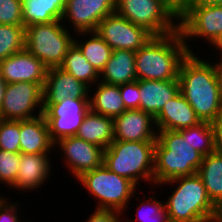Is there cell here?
Masks as SVG:
<instances>
[{
	"label": "cell",
	"mask_w": 222,
	"mask_h": 222,
	"mask_svg": "<svg viewBox=\"0 0 222 222\" xmlns=\"http://www.w3.org/2000/svg\"><path fill=\"white\" fill-rule=\"evenodd\" d=\"M114 140L156 142L158 130L155 118L140 110H125L113 118Z\"/></svg>",
	"instance_id": "obj_16"
},
{
	"label": "cell",
	"mask_w": 222,
	"mask_h": 222,
	"mask_svg": "<svg viewBox=\"0 0 222 222\" xmlns=\"http://www.w3.org/2000/svg\"><path fill=\"white\" fill-rule=\"evenodd\" d=\"M195 111L181 92L169 100L155 117L158 131L189 128L200 123Z\"/></svg>",
	"instance_id": "obj_19"
},
{
	"label": "cell",
	"mask_w": 222,
	"mask_h": 222,
	"mask_svg": "<svg viewBox=\"0 0 222 222\" xmlns=\"http://www.w3.org/2000/svg\"><path fill=\"white\" fill-rule=\"evenodd\" d=\"M135 51L112 50V54L100 73V81L121 85L136 81Z\"/></svg>",
	"instance_id": "obj_22"
},
{
	"label": "cell",
	"mask_w": 222,
	"mask_h": 222,
	"mask_svg": "<svg viewBox=\"0 0 222 222\" xmlns=\"http://www.w3.org/2000/svg\"><path fill=\"white\" fill-rule=\"evenodd\" d=\"M0 24L23 25L22 0H0Z\"/></svg>",
	"instance_id": "obj_34"
},
{
	"label": "cell",
	"mask_w": 222,
	"mask_h": 222,
	"mask_svg": "<svg viewBox=\"0 0 222 222\" xmlns=\"http://www.w3.org/2000/svg\"><path fill=\"white\" fill-rule=\"evenodd\" d=\"M53 148L54 143L50 139L43 114L32 119L20 120V153L50 154L55 152Z\"/></svg>",
	"instance_id": "obj_21"
},
{
	"label": "cell",
	"mask_w": 222,
	"mask_h": 222,
	"mask_svg": "<svg viewBox=\"0 0 222 222\" xmlns=\"http://www.w3.org/2000/svg\"><path fill=\"white\" fill-rule=\"evenodd\" d=\"M8 200V201H7ZM21 202H10L9 198L0 196V222H22L20 218V209ZM18 213V214H17Z\"/></svg>",
	"instance_id": "obj_36"
},
{
	"label": "cell",
	"mask_w": 222,
	"mask_h": 222,
	"mask_svg": "<svg viewBox=\"0 0 222 222\" xmlns=\"http://www.w3.org/2000/svg\"><path fill=\"white\" fill-rule=\"evenodd\" d=\"M52 154H25L20 153L18 175L15 182L9 187L16 191H37L51 178L53 164L50 161ZM37 189V190H36Z\"/></svg>",
	"instance_id": "obj_18"
},
{
	"label": "cell",
	"mask_w": 222,
	"mask_h": 222,
	"mask_svg": "<svg viewBox=\"0 0 222 222\" xmlns=\"http://www.w3.org/2000/svg\"><path fill=\"white\" fill-rule=\"evenodd\" d=\"M115 11L116 0H66L61 21L73 33L95 32L101 20Z\"/></svg>",
	"instance_id": "obj_13"
},
{
	"label": "cell",
	"mask_w": 222,
	"mask_h": 222,
	"mask_svg": "<svg viewBox=\"0 0 222 222\" xmlns=\"http://www.w3.org/2000/svg\"><path fill=\"white\" fill-rule=\"evenodd\" d=\"M165 184L175 189L165 200L170 222H217L222 219V212L209 199L197 173L177 177L159 185L161 187L166 186Z\"/></svg>",
	"instance_id": "obj_4"
},
{
	"label": "cell",
	"mask_w": 222,
	"mask_h": 222,
	"mask_svg": "<svg viewBox=\"0 0 222 222\" xmlns=\"http://www.w3.org/2000/svg\"><path fill=\"white\" fill-rule=\"evenodd\" d=\"M126 110L140 109L139 80L119 85Z\"/></svg>",
	"instance_id": "obj_35"
},
{
	"label": "cell",
	"mask_w": 222,
	"mask_h": 222,
	"mask_svg": "<svg viewBox=\"0 0 222 222\" xmlns=\"http://www.w3.org/2000/svg\"><path fill=\"white\" fill-rule=\"evenodd\" d=\"M115 12L133 24L144 27L153 36L179 30V20L162 0H116Z\"/></svg>",
	"instance_id": "obj_8"
},
{
	"label": "cell",
	"mask_w": 222,
	"mask_h": 222,
	"mask_svg": "<svg viewBox=\"0 0 222 222\" xmlns=\"http://www.w3.org/2000/svg\"><path fill=\"white\" fill-rule=\"evenodd\" d=\"M210 45V48L213 47L216 51H219L216 55L220 57L219 60H222V35L213 40Z\"/></svg>",
	"instance_id": "obj_42"
},
{
	"label": "cell",
	"mask_w": 222,
	"mask_h": 222,
	"mask_svg": "<svg viewBox=\"0 0 222 222\" xmlns=\"http://www.w3.org/2000/svg\"><path fill=\"white\" fill-rule=\"evenodd\" d=\"M155 143L114 140L104 150L103 163L110 171L129 179L137 187L143 181L154 187Z\"/></svg>",
	"instance_id": "obj_5"
},
{
	"label": "cell",
	"mask_w": 222,
	"mask_h": 222,
	"mask_svg": "<svg viewBox=\"0 0 222 222\" xmlns=\"http://www.w3.org/2000/svg\"><path fill=\"white\" fill-rule=\"evenodd\" d=\"M75 34L77 38L75 35L74 43L100 74L112 54L111 47L96 32H79ZM78 38H83V40Z\"/></svg>",
	"instance_id": "obj_27"
},
{
	"label": "cell",
	"mask_w": 222,
	"mask_h": 222,
	"mask_svg": "<svg viewBox=\"0 0 222 222\" xmlns=\"http://www.w3.org/2000/svg\"><path fill=\"white\" fill-rule=\"evenodd\" d=\"M76 136L105 150L114 141L113 118L89 110Z\"/></svg>",
	"instance_id": "obj_23"
},
{
	"label": "cell",
	"mask_w": 222,
	"mask_h": 222,
	"mask_svg": "<svg viewBox=\"0 0 222 222\" xmlns=\"http://www.w3.org/2000/svg\"><path fill=\"white\" fill-rule=\"evenodd\" d=\"M48 68L26 48L0 61V75L6 84L30 82L42 89Z\"/></svg>",
	"instance_id": "obj_15"
},
{
	"label": "cell",
	"mask_w": 222,
	"mask_h": 222,
	"mask_svg": "<svg viewBox=\"0 0 222 222\" xmlns=\"http://www.w3.org/2000/svg\"><path fill=\"white\" fill-rule=\"evenodd\" d=\"M197 174L209 199L222 212V153L214 151L204 156Z\"/></svg>",
	"instance_id": "obj_26"
},
{
	"label": "cell",
	"mask_w": 222,
	"mask_h": 222,
	"mask_svg": "<svg viewBox=\"0 0 222 222\" xmlns=\"http://www.w3.org/2000/svg\"><path fill=\"white\" fill-rule=\"evenodd\" d=\"M93 87L95 88H90L89 94L90 110L112 118L126 110L119 85L98 81Z\"/></svg>",
	"instance_id": "obj_24"
},
{
	"label": "cell",
	"mask_w": 222,
	"mask_h": 222,
	"mask_svg": "<svg viewBox=\"0 0 222 222\" xmlns=\"http://www.w3.org/2000/svg\"><path fill=\"white\" fill-rule=\"evenodd\" d=\"M55 148H59L64 154L61 156L64 165L68 167L74 179L103 164L104 149L77 136L61 138L54 143V150Z\"/></svg>",
	"instance_id": "obj_14"
},
{
	"label": "cell",
	"mask_w": 222,
	"mask_h": 222,
	"mask_svg": "<svg viewBox=\"0 0 222 222\" xmlns=\"http://www.w3.org/2000/svg\"><path fill=\"white\" fill-rule=\"evenodd\" d=\"M179 30L189 53H196L188 43L192 39H205L210 46L213 40L222 35V6H191L179 19Z\"/></svg>",
	"instance_id": "obj_11"
},
{
	"label": "cell",
	"mask_w": 222,
	"mask_h": 222,
	"mask_svg": "<svg viewBox=\"0 0 222 222\" xmlns=\"http://www.w3.org/2000/svg\"><path fill=\"white\" fill-rule=\"evenodd\" d=\"M90 87L60 67L47 71L43 86V104L58 103L68 97L89 99Z\"/></svg>",
	"instance_id": "obj_17"
},
{
	"label": "cell",
	"mask_w": 222,
	"mask_h": 222,
	"mask_svg": "<svg viewBox=\"0 0 222 222\" xmlns=\"http://www.w3.org/2000/svg\"><path fill=\"white\" fill-rule=\"evenodd\" d=\"M74 34L61 20L25 28V48L48 69L60 67L74 43Z\"/></svg>",
	"instance_id": "obj_7"
},
{
	"label": "cell",
	"mask_w": 222,
	"mask_h": 222,
	"mask_svg": "<svg viewBox=\"0 0 222 222\" xmlns=\"http://www.w3.org/2000/svg\"><path fill=\"white\" fill-rule=\"evenodd\" d=\"M95 32L112 50L137 51L153 36L144 27L138 26L116 12L104 17Z\"/></svg>",
	"instance_id": "obj_12"
},
{
	"label": "cell",
	"mask_w": 222,
	"mask_h": 222,
	"mask_svg": "<svg viewBox=\"0 0 222 222\" xmlns=\"http://www.w3.org/2000/svg\"><path fill=\"white\" fill-rule=\"evenodd\" d=\"M123 213L114 210L94 209L86 222H124ZM121 216V217H120Z\"/></svg>",
	"instance_id": "obj_37"
},
{
	"label": "cell",
	"mask_w": 222,
	"mask_h": 222,
	"mask_svg": "<svg viewBox=\"0 0 222 222\" xmlns=\"http://www.w3.org/2000/svg\"><path fill=\"white\" fill-rule=\"evenodd\" d=\"M89 110V99L68 97L58 103L43 104L51 141L56 143L61 138L76 136Z\"/></svg>",
	"instance_id": "obj_10"
},
{
	"label": "cell",
	"mask_w": 222,
	"mask_h": 222,
	"mask_svg": "<svg viewBox=\"0 0 222 222\" xmlns=\"http://www.w3.org/2000/svg\"><path fill=\"white\" fill-rule=\"evenodd\" d=\"M0 149L20 153V121L0 119Z\"/></svg>",
	"instance_id": "obj_32"
},
{
	"label": "cell",
	"mask_w": 222,
	"mask_h": 222,
	"mask_svg": "<svg viewBox=\"0 0 222 222\" xmlns=\"http://www.w3.org/2000/svg\"><path fill=\"white\" fill-rule=\"evenodd\" d=\"M214 130L215 151L222 153V112L212 122Z\"/></svg>",
	"instance_id": "obj_39"
},
{
	"label": "cell",
	"mask_w": 222,
	"mask_h": 222,
	"mask_svg": "<svg viewBox=\"0 0 222 222\" xmlns=\"http://www.w3.org/2000/svg\"><path fill=\"white\" fill-rule=\"evenodd\" d=\"M25 48L23 25L0 24V61Z\"/></svg>",
	"instance_id": "obj_29"
},
{
	"label": "cell",
	"mask_w": 222,
	"mask_h": 222,
	"mask_svg": "<svg viewBox=\"0 0 222 222\" xmlns=\"http://www.w3.org/2000/svg\"><path fill=\"white\" fill-rule=\"evenodd\" d=\"M142 194V197L145 199L147 197V199H142L144 201L141 200L140 205H137L135 222H170L165 201L162 202L158 198L155 199L154 196L149 197L145 193ZM124 220L125 222H134L133 219Z\"/></svg>",
	"instance_id": "obj_30"
},
{
	"label": "cell",
	"mask_w": 222,
	"mask_h": 222,
	"mask_svg": "<svg viewBox=\"0 0 222 222\" xmlns=\"http://www.w3.org/2000/svg\"><path fill=\"white\" fill-rule=\"evenodd\" d=\"M189 53L179 68L180 92L200 121L212 123L222 112L215 61Z\"/></svg>",
	"instance_id": "obj_1"
},
{
	"label": "cell",
	"mask_w": 222,
	"mask_h": 222,
	"mask_svg": "<svg viewBox=\"0 0 222 222\" xmlns=\"http://www.w3.org/2000/svg\"><path fill=\"white\" fill-rule=\"evenodd\" d=\"M222 6V0H193L191 6Z\"/></svg>",
	"instance_id": "obj_41"
},
{
	"label": "cell",
	"mask_w": 222,
	"mask_h": 222,
	"mask_svg": "<svg viewBox=\"0 0 222 222\" xmlns=\"http://www.w3.org/2000/svg\"><path fill=\"white\" fill-rule=\"evenodd\" d=\"M42 114L43 89L38 84L14 82L5 85L4 98L0 106V119L20 121Z\"/></svg>",
	"instance_id": "obj_9"
},
{
	"label": "cell",
	"mask_w": 222,
	"mask_h": 222,
	"mask_svg": "<svg viewBox=\"0 0 222 222\" xmlns=\"http://www.w3.org/2000/svg\"><path fill=\"white\" fill-rule=\"evenodd\" d=\"M162 2L179 20L191 8L193 0H162Z\"/></svg>",
	"instance_id": "obj_38"
},
{
	"label": "cell",
	"mask_w": 222,
	"mask_h": 222,
	"mask_svg": "<svg viewBox=\"0 0 222 222\" xmlns=\"http://www.w3.org/2000/svg\"><path fill=\"white\" fill-rule=\"evenodd\" d=\"M76 180L88 190L90 196L96 198V209L114 210L124 215L130 199L139 190L132 181L110 171L104 163Z\"/></svg>",
	"instance_id": "obj_6"
},
{
	"label": "cell",
	"mask_w": 222,
	"mask_h": 222,
	"mask_svg": "<svg viewBox=\"0 0 222 222\" xmlns=\"http://www.w3.org/2000/svg\"><path fill=\"white\" fill-rule=\"evenodd\" d=\"M189 54L180 30L152 36L135 52L137 80H179V68Z\"/></svg>",
	"instance_id": "obj_2"
},
{
	"label": "cell",
	"mask_w": 222,
	"mask_h": 222,
	"mask_svg": "<svg viewBox=\"0 0 222 222\" xmlns=\"http://www.w3.org/2000/svg\"><path fill=\"white\" fill-rule=\"evenodd\" d=\"M140 110L154 118L180 92L179 80H139Z\"/></svg>",
	"instance_id": "obj_20"
},
{
	"label": "cell",
	"mask_w": 222,
	"mask_h": 222,
	"mask_svg": "<svg viewBox=\"0 0 222 222\" xmlns=\"http://www.w3.org/2000/svg\"><path fill=\"white\" fill-rule=\"evenodd\" d=\"M20 163V153L0 149V184L9 188L16 180Z\"/></svg>",
	"instance_id": "obj_33"
},
{
	"label": "cell",
	"mask_w": 222,
	"mask_h": 222,
	"mask_svg": "<svg viewBox=\"0 0 222 222\" xmlns=\"http://www.w3.org/2000/svg\"><path fill=\"white\" fill-rule=\"evenodd\" d=\"M66 0H22L23 26L62 20Z\"/></svg>",
	"instance_id": "obj_25"
},
{
	"label": "cell",
	"mask_w": 222,
	"mask_h": 222,
	"mask_svg": "<svg viewBox=\"0 0 222 222\" xmlns=\"http://www.w3.org/2000/svg\"><path fill=\"white\" fill-rule=\"evenodd\" d=\"M203 155L192 148L187 128L158 131L154 147V186L171 179L196 174Z\"/></svg>",
	"instance_id": "obj_3"
},
{
	"label": "cell",
	"mask_w": 222,
	"mask_h": 222,
	"mask_svg": "<svg viewBox=\"0 0 222 222\" xmlns=\"http://www.w3.org/2000/svg\"><path fill=\"white\" fill-rule=\"evenodd\" d=\"M5 85H6L5 81L3 80V78L0 75V106H1L3 98H4Z\"/></svg>",
	"instance_id": "obj_43"
},
{
	"label": "cell",
	"mask_w": 222,
	"mask_h": 222,
	"mask_svg": "<svg viewBox=\"0 0 222 222\" xmlns=\"http://www.w3.org/2000/svg\"><path fill=\"white\" fill-rule=\"evenodd\" d=\"M215 71H216V77H217V82H218L220 99L222 102V60H216Z\"/></svg>",
	"instance_id": "obj_40"
},
{
	"label": "cell",
	"mask_w": 222,
	"mask_h": 222,
	"mask_svg": "<svg viewBox=\"0 0 222 222\" xmlns=\"http://www.w3.org/2000/svg\"><path fill=\"white\" fill-rule=\"evenodd\" d=\"M187 136L192 148L203 156L215 151L212 123L201 121L197 125L187 128Z\"/></svg>",
	"instance_id": "obj_31"
},
{
	"label": "cell",
	"mask_w": 222,
	"mask_h": 222,
	"mask_svg": "<svg viewBox=\"0 0 222 222\" xmlns=\"http://www.w3.org/2000/svg\"><path fill=\"white\" fill-rule=\"evenodd\" d=\"M61 69L73 75L90 88L100 81V74L85 58L80 48L73 43L65 55ZM93 84V85H92Z\"/></svg>",
	"instance_id": "obj_28"
}]
</instances>
